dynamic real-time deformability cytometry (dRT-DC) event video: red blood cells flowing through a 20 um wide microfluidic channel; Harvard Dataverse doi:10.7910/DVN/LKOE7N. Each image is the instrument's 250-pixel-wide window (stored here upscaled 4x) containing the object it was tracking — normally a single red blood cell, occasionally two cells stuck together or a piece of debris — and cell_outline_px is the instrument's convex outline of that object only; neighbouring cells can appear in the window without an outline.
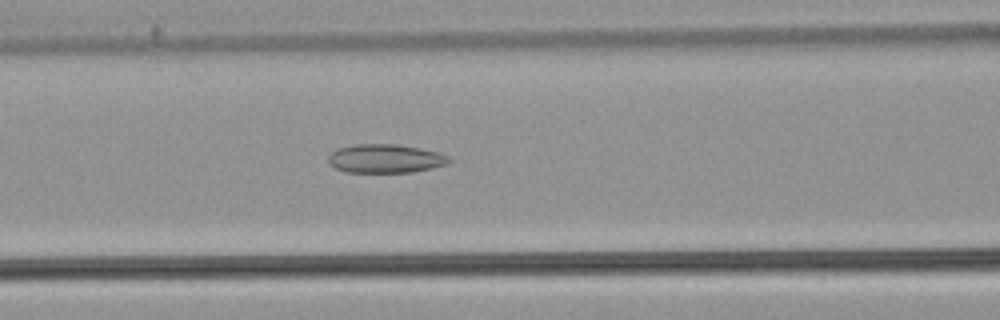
{"species": "common noctule bat (a hibernating species)", "species_latin": "Nyctalus noctula", "temperature_condition": "warm", "stored_images_in_passage": 55, "camera_frame_rate_fps": 3000, "um_per_image_px": 0.085, "animal": {"sex": "male", "body_mass_g": 21.5, "forearm_length_mm": 52.0}, "frame": {"image": 1, "passage_image": 24, "time_ms": 7.667, "image_size_px": [1000, 320], "cell_outline_px": [[452, 160], [448, 164], [432, 168], [412, 172], [344, 172], [328, 164], [328, 156], [336, 148], [356, 144], [396, 144], [420, 148], [440, 152], [448, 156]], "centroid_in_image_um": [32.75, 13.48], "position_along_channel_um": 133.8, "area_um2": 20.4}}
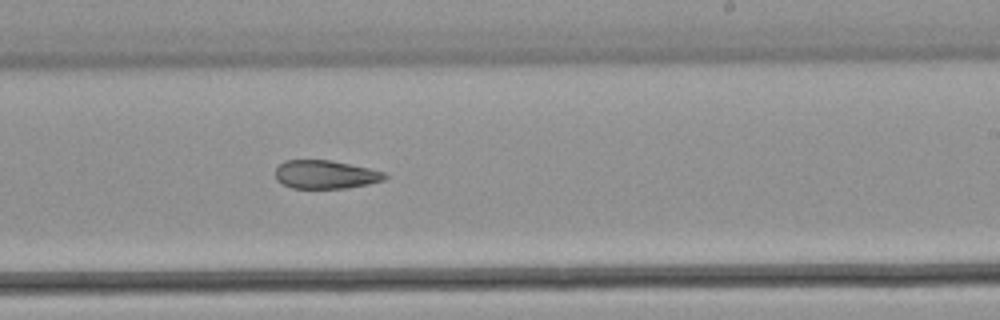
{"frame": {"image": 2, "passage_image": 34, "time_ms": 11.0, "image_size_px": [1000, 320], "cell_outline_px": [[388, 176], [384, 180], [368, 184], [348, 188], [292, 188], [280, 184], [276, 180], [276, 168], [284, 160], [332, 160], [368, 168], [384, 172]], "centroid_in_image_um": [27.64, 14.84], "position_along_channel_um": 261.4, "area_um2": 18.21}}
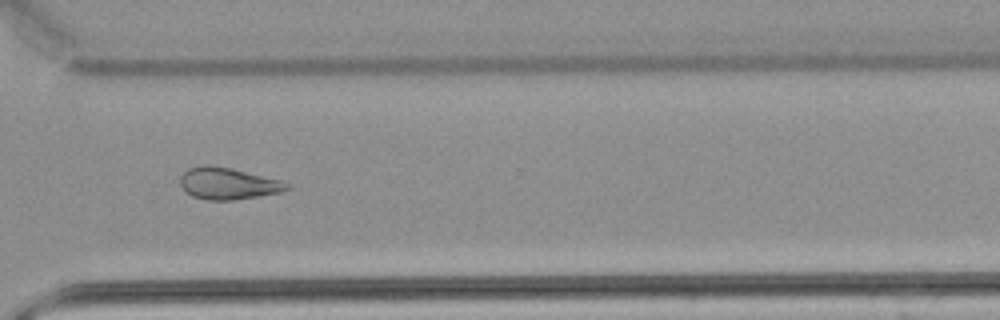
{"frame": {"image": 3, "passage_image": 41, "time_ms": 13.333, "image_size_px": [1000, 320], "cell_outline_px": [[292, 188], [280, 192], [232, 200], [208, 200], [192, 196], [184, 192], [180, 184], [180, 176], [188, 168], [204, 164], [208, 164], [232, 168], [280, 180], [292, 184]], "centroid_in_image_um": [19.36, 15.59], "position_along_channel_um": 351.2, "area_um2": 19.88}, "authors_computed_cell_mechanics": {"area_um2": 22.4264, "velocity_mm_per_s": 3.8387, "shape_relaxation_time_tau1_ms": null, "shape_relaxation_time_tau2_ms": 5.4818, "deformation_change_tau1": null, "deformation_change_tau2": 0.1318}}